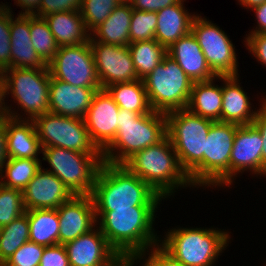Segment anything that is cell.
<instances>
[{
    "instance_id": "cell-1",
    "label": "cell",
    "mask_w": 266,
    "mask_h": 266,
    "mask_svg": "<svg viewBox=\"0 0 266 266\" xmlns=\"http://www.w3.org/2000/svg\"><path fill=\"white\" fill-rule=\"evenodd\" d=\"M157 208V206H131L113 211H95V213L97 222H100L99 228L108 244L118 254H138L141 260L146 256V250L149 252L150 248L161 242L152 227Z\"/></svg>"
},
{
    "instance_id": "cell-2",
    "label": "cell",
    "mask_w": 266,
    "mask_h": 266,
    "mask_svg": "<svg viewBox=\"0 0 266 266\" xmlns=\"http://www.w3.org/2000/svg\"><path fill=\"white\" fill-rule=\"evenodd\" d=\"M95 211L158 206L162 197L123 164L103 161L91 193Z\"/></svg>"
},
{
    "instance_id": "cell-3",
    "label": "cell",
    "mask_w": 266,
    "mask_h": 266,
    "mask_svg": "<svg viewBox=\"0 0 266 266\" xmlns=\"http://www.w3.org/2000/svg\"><path fill=\"white\" fill-rule=\"evenodd\" d=\"M165 115L167 136L182 169L194 187L203 186L205 140L214 121L195 115L187 109L174 110Z\"/></svg>"
},
{
    "instance_id": "cell-4",
    "label": "cell",
    "mask_w": 266,
    "mask_h": 266,
    "mask_svg": "<svg viewBox=\"0 0 266 266\" xmlns=\"http://www.w3.org/2000/svg\"><path fill=\"white\" fill-rule=\"evenodd\" d=\"M123 165L163 199L173 195L178 187L193 186L182 169L168 136L159 143L136 152Z\"/></svg>"
},
{
    "instance_id": "cell-5",
    "label": "cell",
    "mask_w": 266,
    "mask_h": 266,
    "mask_svg": "<svg viewBox=\"0 0 266 266\" xmlns=\"http://www.w3.org/2000/svg\"><path fill=\"white\" fill-rule=\"evenodd\" d=\"M166 136L167 121L164 113L152 110L150 113L139 114L120 108L118 130L113 142L102 152L103 161L124 164L136 152L159 143Z\"/></svg>"
},
{
    "instance_id": "cell-6",
    "label": "cell",
    "mask_w": 266,
    "mask_h": 266,
    "mask_svg": "<svg viewBox=\"0 0 266 266\" xmlns=\"http://www.w3.org/2000/svg\"><path fill=\"white\" fill-rule=\"evenodd\" d=\"M165 237L159 246L185 266H212L230 239L216 228H174Z\"/></svg>"
},
{
    "instance_id": "cell-7",
    "label": "cell",
    "mask_w": 266,
    "mask_h": 266,
    "mask_svg": "<svg viewBox=\"0 0 266 266\" xmlns=\"http://www.w3.org/2000/svg\"><path fill=\"white\" fill-rule=\"evenodd\" d=\"M142 80L153 111L166 114L186 109L193 82L168 54Z\"/></svg>"
},
{
    "instance_id": "cell-8",
    "label": "cell",
    "mask_w": 266,
    "mask_h": 266,
    "mask_svg": "<svg viewBox=\"0 0 266 266\" xmlns=\"http://www.w3.org/2000/svg\"><path fill=\"white\" fill-rule=\"evenodd\" d=\"M48 172L57 176L73 195H91L98 171L103 163L102 153H80L61 147L42 148Z\"/></svg>"
},
{
    "instance_id": "cell-9",
    "label": "cell",
    "mask_w": 266,
    "mask_h": 266,
    "mask_svg": "<svg viewBox=\"0 0 266 266\" xmlns=\"http://www.w3.org/2000/svg\"><path fill=\"white\" fill-rule=\"evenodd\" d=\"M7 94L26 112L27 119L33 120L49 112L50 71L45 68H7L3 71ZM10 91V92H9Z\"/></svg>"
},
{
    "instance_id": "cell-10",
    "label": "cell",
    "mask_w": 266,
    "mask_h": 266,
    "mask_svg": "<svg viewBox=\"0 0 266 266\" xmlns=\"http://www.w3.org/2000/svg\"><path fill=\"white\" fill-rule=\"evenodd\" d=\"M33 121L42 148L61 147L80 153H102L92 142L84 119L47 112Z\"/></svg>"
},
{
    "instance_id": "cell-11",
    "label": "cell",
    "mask_w": 266,
    "mask_h": 266,
    "mask_svg": "<svg viewBox=\"0 0 266 266\" xmlns=\"http://www.w3.org/2000/svg\"><path fill=\"white\" fill-rule=\"evenodd\" d=\"M239 125L215 121L205 140L203 186L230 187V156Z\"/></svg>"
},
{
    "instance_id": "cell-12",
    "label": "cell",
    "mask_w": 266,
    "mask_h": 266,
    "mask_svg": "<svg viewBox=\"0 0 266 266\" xmlns=\"http://www.w3.org/2000/svg\"><path fill=\"white\" fill-rule=\"evenodd\" d=\"M191 32L216 76L238 75L235 47L219 26L197 15L192 22Z\"/></svg>"
},
{
    "instance_id": "cell-13",
    "label": "cell",
    "mask_w": 266,
    "mask_h": 266,
    "mask_svg": "<svg viewBox=\"0 0 266 266\" xmlns=\"http://www.w3.org/2000/svg\"><path fill=\"white\" fill-rule=\"evenodd\" d=\"M50 75L77 87L101 88L89 42L62 46L48 64Z\"/></svg>"
},
{
    "instance_id": "cell-14",
    "label": "cell",
    "mask_w": 266,
    "mask_h": 266,
    "mask_svg": "<svg viewBox=\"0 0 266 266\" xmlns=\"http://www.w3.org/2000/svg\"><path fill=\"white\" fill-rule=\"evenodd\" d=\"M89 44L102 89L109 85L138 80L128 46L97 42L91 37Z\"/></svg>"
},
{
    "instance_id": "cell-15",
    "label": "cell",
    "mask_w": 266,
    "mask_h": 266,
    "mask_svg": "<svg viewBox=\"0 0 266 266\" xmlns=\"http://www.w3.org/2000/svg\"><path fill=\"white\" fill-rule=\"evenodd\" d=\"M120 108L105 89L97 91L84 116L92 142L103 152L115 139Z\"/></svg>"
},
{
    "instance_id": "cell-16",
    "label": "cell",
    "mask_w": 266,
    "mask_h": 266,
    "mask_svg": "<svg viewBox=\"0 0 266 266\" xmlns=\"http://www.w3.org/2000/svg\"><path fill=\"white\" fill-rule=\"evenodd\" d=\"M59 218L58 244L65 245L97 226L91 195H73L57 208ZM94 226V227H93Z\"/></svg>"
},
{
    "instance_id": "cell-17",
    "label": "cell",
    "mask_w": 266,
    "mask_h": 266,
    "mask_svg": "<svg viewBox=\"0 0 266 266\" xmlns=\"http://www.w3.org/2000/svg\"><path fill=\"white\" fill-rule=\"evenodd\" d=\"M262 149L260 132L253 124L237 127L230 156V185L240 172L262 175Z\"/></svg>"
},
{
    "instance_id": "cell-18",
    "label": "cell",
    "mask_w": 266,
    "mask_h": 266,
    "mask_svg": "<svg viewBox=\"0 0 266 266\" xmlns=\"http://www.w3.org/2000/svg\"><path fill=\"white\" fill-rule=\"evenodd\" d=\"M26 210L57 209L73 194L53 173L41 169L22 190Z\"/></svg>"
},
{
    "instance_id": "cell-19",
    "label": "cell",
    "mask_w": 266,
    "mask_h": 266,
    "mask_svg": "<svg viewBox=\"0 0 266 266\" xmlns=\"http://www.w3.org/2000/svg\"><path fill=\"white\" fill-rule=\"evenodd\" d=\"M101 89L77 87L50 76L49 112L83 119L94 95Z\"/></svg>"
},
{
    "instance_id": "cell-20",
    "label": "cell",
    "mask_w": 266,
    "mask_h": 266,
    "mask_svg": "<svg viewBox=\"0 0 266 266\" xmlns=\"http://www.w3.org/2000/svg\"><path fill=\"white\" fill-rule=\"evenodd\" d=\"M70 266H104L118 253L98 227L64 245Z\"/></svg>"
},
{
    "instance_id": "cell-21",
    "label": "cell",
    "mask_w": 266,
    "mask_h": 266,
    "mask_svg": "<svg viewBox=\"0 0 266 266\" xmlns=\"http://www.w3.org/2000/svg\"><path fill=\"white\" fill-rule=\"evenodd\" d=\"M167 54L178 63L193 83L217 77L208 66L201 47L192 32L174 42L167 49Z\"/></svg>"
},
{
    "instance_id": "cell-22",
    "label": "cell",
    "mask_w": 266,
    "mask_h": 266,
    "mask_svg": "<svg viewBox=\"0 0 266 266\" xmlns=\"http://www.w3.org/2000/svg\"><path fill=\"white\" fill-rule=\"evenodd\" d=\"M239 75L217 76L225 83L222 86L221 122L234 123L239 126L252 124L257 110L253 111L247 93L240 87ZM252 109V111H251Z\"/></svg>"
},
{
    "instance_id": "cell-23",
    "label": "cell",
    "mask_w": 266,
    "mask_h": 266,
    "mask_svg": "<svg viewBox=\"0 0 266 266\" xmlns=\"http://www.w3.org/2000/svg\"><path fill=\"white\" fill-rule=\"evenodd\" d=\"M12 15L11 13V68H45L47 65L38 56L31 42L30 15H18L15 20Z\"/></svg>"
},
{
    "instance_id": "cell-24",
    "label": "cell",
    "mask_w": 266,
    "mask_h": 266,
    "mask_svg": "<svg viewBox=\"0 0 266 266\" xmlns=\"http://www.w3.org/2000/svg\"><path fill=\"white\" fill-rule=\"evenodd\" d=\"M184 1L180 0L157 12L155 40L167 49L179 38L191 32L192 22L197 16L185 9Z\"/></svg>"
},
{
    "instance_id": "cell-25",
    "label": "cell",
    "mask_w": 266,
    "mask_h": 266,
    "mask_svg": "<svg viewBox=\"0 0 266 266\" xmlns=\"http://www.w3.org/2000/svg\"><path fill=\"white\" fill-rule=\"evenodd\" d=\"M6 126L8 158L38 159L42 146L34 121L9 117Z\"/></svg>"
},
{
    "instance_id": "cell-26",
    "label": "cell",
    "mask_w": 266,
    "mask_h": 266,
    "mask_svg": "<svg viewBox=\"0 0 266 266\" xmlns=\"http://www.w3.org/2000/svg\"><path fill=\"white\" fill-rule=\"evenodd\" d=\"M43 18L59 47L89 42L91 33L87 30L80 11L57 12Z\"/></svg>"
},
{
    "instance_id": "cell-27",
    "label": "cell",
    "mask_w": 266,
    "mask_h": 266,
    "mask_svg": "<svg viewBox=\"0 0 266 266\" xmlns=\"http://www.w3.org/2000/svg\"><path fill=\"white\" fill-rule=\"evenodd\" d=\"M132 17L131 3H121L106 20L96 27L90 36L94 41L117 46H129V30Z\"/></svg>"
},
{
    "instance_id": "cell-28",
    "label": "cell",
    "mask_w": 266,
    "mask_h": 266,
    "mask_svg": "<svg viewBox=\"0 0 266 266\" xmlns=\"http://www.w3.org/2000/svg\"><path fill=\"white\" fill-rule=\"evenodd\" d=\"M213 80L193 83L186 109L215 122L221 121L222 86H215Z\"/></svg>"
},
{
    "instance_id": "cell-29",
    "label": "cell",
    "mask_w": 266,
    "mask_h": 266,
    "mask_svg": "<svg viewBox=\"0 0 266 266\" xmlns=\"http://www.w3.org/2000/svg\"><path fill=\"white\" fill-rule=\"evenodd\" d=\"M29 223V241L42 246L58 244L59 218L57 209L26 210Z\"/></svg>"
},
{
    "instance_id": "cell-30",
    "label": "cell",
    "mask_w": 266,
    "mask_h": 266,
    "mask_svg": "<svg viewBox=\"0 0 266 266\" xmlns=\"http://www.w3.org/2000/svg\"><path fill=\"white\" fill-rule=\"evenodd\" d=\"M105 90L121 109L139 114H146L152 111L143 80L141 79L109 85Z\"/></svg>"
},
{
    "instance_id": "cell-31",
    "label": "cell",
    "mask_w": 266,
    "mask_h": 266,
    "mask_svg": "<svg viewBox=\"0 0 266 266\" xmlns=\"http://www.w3.org/2000/svg\"><path fill=\"white\" fill-rule=\"evenodd\" d=\"M128 48L138 79L141 80L150 74L167 55V48L155 39L130 43Z\"/></svg>"
},
{
    "instance_id": "cell-32",
    "label": "cell",
    "mask_w": 266,
    "mask_h": 266,
    "mask_svg": "<svg viewBox=\"0 0 266 266\" xmlns=\"http://www.w3.org/2000/svg\"><path fill=\"white\" fill-rule=\"evenodd\" d=\"M41 165L40 159L8 158L3 166L5 171L0 174V184L22 191L41 169ZM4 172L5 175L2 174Z\"/></svg>"
},
{
    "instance_id": "cell-33",
    "label": "cell",
    "mask_w": 266,
    "mask_h": 266,
    "mask_svg": "<svg viewBox=\"0 0 266 266\" xmlns=\"http://www.w3.org/2000/svg\"><path fill=\"white\" fill-rule=\"evenodd\" d=\"M27 241H29V223L26 213L0 227V266Z\"/></svg>"
},
{
    "instance_id": "cell-34",
    "label": "cell",
    "mask_w": 266,
    "mask_h": 266,
    "mask_svg": "<svg viewBox=\"0 0 266 266\" xmlns=\"http://www.w3.org/2000/svg\"><path fill=\"white\" fill-rule=\"evenodd\" d=\"M30 35L36 53L48 65L53 60L59 46L44 18L30 15Z\"/></svg>"
},
{
    "instance_id": "cell-35",
    "label": "cell",
    "mask_w": 266,
    "mask_h": 266,
    "mask_svg": "<svg viewBox=\"0 0 266 266\" xmlns=\"http://www.w3.org/2000/svg\"><path fill=\"white\" fill-rule=\"evenodd\" d=\"M120 0H82L80 13L90 33L121 4Z\"/></svg>"
},
{
    "instance_id": "cell-36",
    "label": "cell",
    "mask_w": 266,
    "mask_h": 266,
    "mask_svg": "<svg viewBox=\"0 0 266 266\" xmlns=\"http://www.w3.org/2000/svg\"><path fill=\"white\" fill-rule=\"evenodd\" d=\"M26 212L22 191L0 184V227Z\"/></svg>"
},
{
    "instance_id": "cell-37",
    "label": "cell",
    "mask_w": 266,
    "mask_h": 266,
    "mask_svg": "<svg viewBox=\"0 0 266 266\" xmlns=\"http://www.w3.org/2000/svg\"><path fill=\"white\" fill-rule=\"evenodd\" d=\"M157 12L141 11L132 8L129 30L130 43L155 39Z\"/></svg>"
},
{
    "instance_id": "cell-38",
    "label": "cell",
    "mask_w": 266,
    "mask_h": 266,
    "mask_svg": "<svg viewBox=\"0 0 266 266\" xmlns=\"http://www.w3.org/2000/svg\"><path fill=\"white\" fill-rule=\"evenodd\" d=\"M45 246L27 241L1 266H39Z\"/></svg>"
},
{
    "instance_id": "cell-39",
    "label": "cell",
    "mask_w": 266,
    "mask_h": 266,
    "mask_svg": "<svg viewBox=\"0 0 266 266\" xmlns=\"http://www.w3.org/2000/svg\"><path fill=\"white\" fill-rule=\"evenodd\" d=\"M11 10L0 16V71L11 68L10 22Z\"/></svg>"
},
{
    "instance_id": "cell-40",
    "label": "cell",
    "mask_w": 266,
    "mask_h": 266,
    "mask_svg": "<svg viewBox=\"0 0 266 266\" xmlns=\"http://www.w3.org/2000/svg\"><path fill=\"white\" fill-rule=\"evenodd\" d=\"M82 0H41L39 10L34 16H44L64 11H80Z\"/></svg>"
},
{
    "instance_id": "cell-41",
    "label": "cell",
    "mask_w": 266,
    "mask_h": 266,
    "mask_svg": "<svg viewBox=\"0 0 266 266\" xmlns=\"http://www.w3.org/2000/svg\"><path fill=\"white\" fill-rule=\"evenodd\" d=\"M39 266H70L65 246L56 244L45 247Z\"/></svg>"
},
{
    "instance_id": "cell-42",
    "label": "cell",
    "mask_w": 266,
    "mask_h": 266,
    "mask_svg": "<svg viewBox=\"0 0 266 266\" xmlns=\"http://www.w3.org/2000/svg\"><path fill=\"white\" fill-rule=\"evenodd\" d=\"M245 39L247 49L266 66V33L249 34Z\"/></svg>"
},
{
    "instance_id": "cell-43",
    "label": "cell",
    "mask_w": 266,
    "mask_h": 266,
    "mask_svg": "<svg viewBox=\"0 0 266 266\" xmlns=\"http://www.w3.org/2000/svg\"><path fill=\"white\" fill-rule=\"evenodd\" d=\"M150 253L142 266H185L173 259L159 245L151 248Z\"/></svg>"
},
{
    "instance_id": "cell-44",
    "label": "cell",
    "mask_w": 266,
    "mask_h": 266,
    "mask_svg": "<svg viewBox=\"0 0 266 266\" xmlns=\"http://www.w3.org/2000/svg\"><path fill=\"white\" fill-rule=\"evenodd\" d=\"M266 97V96H265ZM262 106L257 110L256 117L252 124L259 130L262 141V174L266 176V98Z\"/></svg>"
},
{
    "instance_id": "cell-45",
    "label": "cell",
    "mask_w": 266,
    "mask_h": 266,
    "mask_svg": "<svg viewBox=\"0 0 266 266\" xmlns=\"http://www.w3.org/2000/svg\"><path fill=\"white\" fill-rule=\"evenodd\" d=\"M180 0H134L131 2L132 8L148 11L158 12L159 10L178 3Z\"/></svg>"
},
{
    "instance_id": "cell-46",
    "label": "cell",
    "mask_w": 266,
    "mask_h": 266,
    "mask_svg": "<svg viewBox=\"0 0 266 266\" xmlns=\"http://www.w3.org/2000/svg\"><path fill=\"white\" fill-rule=\"evenodd\" d=\"M6 95H8L6 78H5L3 71H0V119L9 118V117L13 119H24L18 113L14 111L12 112L11 107L7 106V104L5 105L4 99Z\"/></svg>"
},
{
    "instance_id": "cell-47",
    "label": "cell",
    "mask_w": 266,
    "mask_h": 266,
    "mask_svg": "<svg viewBox=\"0 0 266 266\" xmlns=\"http://www.w3.org/2000/svg\"><path fill=\"white\" fill-rule=\"evenodd\" d=\"M8 118L0 119V174L3 171L4 164L8 161L7 152V126L6 120Z\"/></svg>"
},
{
    "instance_id": "cell-48",
    "label": "cell",
    "mask_w": 266,
    "mask_h": 266,
    "mask_svg": "<svg viewBox=\"0 0 266 266\" xmlns=\"http://www.w3.org/2000/svg\"><path fill=\"white\" fill-rule=\"evenodd\" d=\"M252 10L255 11L258 25L249 34L266 33V1Z\"/></svg>"
},
{
    "instance_id": "cell-49",
    "label": "cell",
    "mask_w": 266,
    "mask_h": 266,
    "mask_svg": "<svg viewBox=\"0 0 266 266\" xmlns=\"http://www.w3.org/2000/svg\"><path fill=\"white\" fill-rule=\"evenodd\" d=\"M137 259L140 260L138 254H117L104 266H133Z\"/></svg>"
},
{
    "instance_id": "cell-50",
    "label": "cell",
    "mask_w": 266,
    "mask_h": 266,
    "mask_svg": "<svg viewBox=\"0 0 266 266\" xmlns=\"http://www.w3.org/2000/svg\"><path fill=\"white\" fill-rule=\"evenodd\" d=\"M17 6L22 7L19 15H35L38 12L41 0H15ZM37 9V10H36ZM25 10V11H24Z\"/></svg>"
},
{
    "instance_id": "cell-51",
    "label": "cell",
    "mask_w": 266,
    "mask_h": 266,
    "mask_svg": "<svg viewBox=\"0 0 266 266\" xmlns=\"http://www.w3.org/2000/svg\"><path fill=\"white\" fill-rule=\"evenodd\" d=\"M265 1L266 0H238V2H240L242 6H244L245 8L247 7L248 9L249 8L253 9L257 6H260Z\"/></svg>"
},
{
    "instance_id": "cell-52",
    "label": "cell",
    "mask_w": 266,
    "mask_h": 266,
    "mask_svg": "<svg viewBox=\"0 0 266 266\" xmlns=\"http://www.w3.org/2000/svg\"><path fill=\"white\" fill-rule=\"evenodd\" d=\"M7 10H10L9 6H6L5 4L4 5L0 4V16L3 15Z\"/></svg>"
},
{
    "instance_id": "cell-53",
    "label": "cell",
    "mask_w": 266,
    "mask_h": 266,
    "mask_svg": "<svg viewBox=\"0 0 266 266\" xmlns=\"http://www.w3.org/2000/svg\"><path fill=\"white\" fill-rule=\"evenodd\" d=\"M122 3H131L134 0H120Z\"/></svg>"
}]
</instances>
